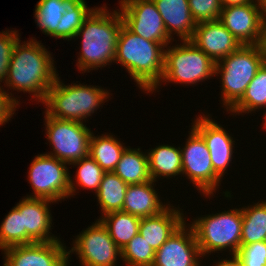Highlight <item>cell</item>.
<instances>
[{"label": "cell", "instance_id": "1", "mask_svg": "<svg viewBox=\"0 0 266 266\" xmlns=\"http://www.w3.org/2000/svg\"><path fill=\"white\" fill-rule=\"evenodd\" d=\"M39 42L34 38L22 43L20 39L17 41L4 88L6 85L10 90L29 93L31 99L43 103L59 74L52 54Z\"/></svg>", "mask_w": 266, "mask_h": 266}, {"label": "cell", "instance_id": "2", "mask_svg": "<svg viewBox=\"0 0 266 266\" xmlns=\"http://www.w3.org/2000/svg\"><path fill=\"white\" fill-rule=\"evenodd\" d=\"M107 8L106 4L96 7L74 37L82 39L76 65L84 73L110 65L115 60L123 20L118 9L111 12Z\"/></svg>", "mask_w": 266, "mask_h": 266}, {"label": "cell", "instance_id": "3", "mask_svg": "<svg viewBox=\"0 0 266 266\" xmlns=\"http://www.w3.org/2000/svg\"><path fill=\"white\" fill-rule=\"evenodd\" d=\"M165 46L131 32L122 25L114 63L121 64L147 94L161 81L164 72Z\"/></svg>", "mask_w": 266, "mask_h": 266}, {"label": "cell", "instance_id": "4", "mask_svg": "<svg viewBox=\"0 0 266 266\" xmlns=\"http://www.w3.org/2000/svg\"><path fill=\"white\" fill-rule=\"evenodd\" d=\"M73 84V85H72ZM110 92L100 86L71 83L65 85L57 76L42 104L48 116L75 122L88 121L99 106L108 101Z\"/></svg>", "mask_w": 266, "mask_h": 266}, {"label": "cell", "instance_id": "5", "mask_svg": "<svg viewBox=\"0 0 266 266\" xmlns=\"http://www.w3.org/2000/svg\"><path fill=\"white\" fill-rule=\"evenodd\" d=\"M266 62L263 44L242 45L215 63V76L221 75V99L229 110L242 98L247 86Z\"/></svg>", "mask_w": 266, "mask_h": 266}, {"label": "cell", "instance_id": "6", "mask_svg": "<svg viewBox=\"0 0 266 266\" xmlns=\"http://www.w3.org/2000/svg\"><path fill=\"white\" fill-rule=\"evenodd\" d=\"M196 219V220H195ZM189 224L195 234L202 258L207 254L229 250L236 255L241 245L242 209L222 211L194 218ZM210 253V254H209Z\"/></svg>", "mask_w": 266, "mask_h": 266}, {"label": "cell", "instance_id": "7", "mask_svg": "<svg viewBox=\"0 0 266 266\" xmlns=\"http://www.w3.org/2000/svg\"><path fill=\"white\" fill-rule=\"evenodd\" d=\"M164 72L161 81L149 92L161 86V82L190 84L193 86L215 75V63L191 41L165 47Z\"/></svg>", "mask_w": 266, "mask_h": 266}, {"label": "cell", "instance_id": "8", "mask_svg": "<svg viewBox=\"0 0 266 266\" xmlns=\"http://www.w3.org/2000/svg\"><path fill=\"white\" fill-rule=\"evenodd\" d=\"M66 165L69 164L45 153L36 155L28 172L33 193L27 197L48 199L56 203L74 196L77 186Z\"/></svg>", "mask_w": 266, "mask_h": 266}, {"label": "cell", "instance_id": "9", "mask_svg": "<svg viewBox=\"0 0 266 266\" xmlns=\"http://www.w3.org/2000/svg\"><path fill=\"white\" fill-rule=\"evenodd\" d=\"M46 139L53 152L45 153L71 164L89 155V140L92 131L83 122L57 119L44 115Z\"/></svg>", "mask_w": 266, "mask_h": 266}, {"label": "cell", "instance_id": "10", "mask_svg": "<svg viewBox=\"0 0 266 266\" xmlns=\"http://www.w3.org/2000/svg\"><path fill=\"white\" fill-rule=\"evenodd\" d=\"M182 152V175L190 179L193 186L209 197L219 189L221 177L214 171L211 155L203 137L191 127ZM214 192V193H213Z\"/></svg>", "mask_w": 266, "mask_h": 266}, {"label": "cell", "instance_id": "11", "mask_svg": "<svg viewBox=\"0 0 266 266\" xmlns=\"http://www.w3.org/2000/svg\"><path fill=\"white\" fill-rule=\"evenodd\" d=\"M81 232L75 240L73 239V247L67 251L68 266L70 255L74 252L82 266H117V260L121 258V249L99 219Z\"/></svg>", "mask_w": 266, "mask_h": 266}, {"label": "cell", "instance_id": "12", "mask_svg": "<svg viewBox=\"0 0 266 266\" xmlns=\"http://www.w3.org/2000/svg\"><path fill=\"white\" fill-rule=\"evenodd\" d=\"M123 24L133 33L165 47L172 40L153 0H119Z\"/></svg>", "mask_w": 266, "mask_h": 266}, {"label": "cell", "instance_id": "13", "mask_svg": "<svg viewBox=\"0 0 266 266\" xmlns=\"http://www.w3.org/2000/svg\"><path fill=\"white\" fill-rule=\"evenodd\" d=\"M219 21L242 45L263 44L265 22L257 0L222 8Z\"/></svg>", "mask_w": 266, "mask_h": 266}, {"label": "cell", "instance_id": "14", "mask_svg": "<svg viewBox=\"0 0 266 266\" xmlns=\"http://www.w3.org/2000/svg\"><path fill=\"white\" fill-rule=\"evenodd\" d=\"M68 249L62 241L35 242L3 250L4 266H68Z\"/></svg>", "mask_w": 266, "mask_h": 266}, {"label": "cell", "instance_id": "15", "mask_svg": "<svg viewBox=\"0 0 266 266\" xmlns=\"http://www.w3.org/2000/svg\"><path fill=\"white\" fill-rule=\"evenodd\" d=\"M200 257L194 231L184 222L156 251L153 266H200Z\"/></svg>", "mask_w": 266, "mask_h": 266}, {"label": "cell", "instance_id": "16", "mask_svg": "<svg viewBox=\"0 0 266 266\" xmlns=\"http://www.w3.org/2000/svg\"><path fill=\"white\" fill-rule=\"evenodd\" d=\"M210 118L209 114L207 116L201 114L192 121V127L203 137L211 155L213 169L223 178L233 159L235 139Z\"/></svg>", "mask_w": 266, "mask_h": 266}, {"label": "cell", "instance_id": "17", "mask_svg": "<svg viewBox=\"0 0 266 266\" xmlns=\"http://www.w3.org/2000/svg\"><path fill=\"white\" fill-rule=\"evenodd\" d=\"M51 202L55 203L43 198L24 197L16 204L22 215L23 229L27 232V244L59 240L50 232L53 221Z\"/></svg>", "mask_w": 266, "mask_h": 266}, {"label": "cell", "instance_id": "18", "mask_svg": "<svg viewBox=\"0 0 266 266\" xmlns=\"http://www.w3.org/2000/svg\"><path fill=\"white\" fill-rule=\"evenodd\" d=\"M191 42L214 63L238 50L242 44L219 21L197 23Z\"/></svg>", "mask_w": 266, "mask_h": 266}, {"label": "cell", "instance_id": "19", "mask_svg": "<svg viewBox=\"0 0 266 266\" xmlns=\"http://www.w3.org/2000/svg\"><path fill=\"white\" fill-rule=\"evenodd\" d=\"M183 209L169 206L160 214L141 218L139 234L157 251L186 221ZM181 211V212H180Z\"/></svg>", "mask_w": 266, "mask_h": 266}, {"label": "cell", "instance_id": "20", "mask_svg": "<svg viewBox=\"0 0 266 266\" xmlns=\"http://www.w3.org/2000/svg\"><path fill=\"white\" fill-rule=\"evenodd\" d=\"M159 11L167 34L174 41V35L180 41H191L196 28L188 0H153Z\"/></svg>", "mask_w": 266, "mask_h": 266}, {"label": "cell", "instance_id": "21", "mask_svg": "<svg viewBox=\"0 0 266 266\" xmlns=\"http://www.w3.org/2000/svg\"><path fill=\"white\" fill-rule=\"evenodd\" d=\"M154 185L156 183L153 180L128 185L122 211L143 218L158 215L165 210L169 204L162 203Z\"/></svg>", "mask_w": 266, "mask_h": 266}, {"label": "cell", "instance_id": "22", "mask_svg": "<svg viewBox=\"0 0 266 266\" xmlns=\"http://www.w3.org/2000/svg\"><path fill=\"white\" fill-rule=\"evenodd\" d=\"M149 174L157 182L158 178H171L178 175L182 177L181 147L160 145L147 150Z\"/></svg>", "mask_w": 266, "mask_h": 266}, {"label": "cell", "instance_id": "23", "mask_svg": "<svg viewBox=\"0 0 266 266\" xmlns=\"http://www.w3.org/2000/svg\"><path fill=\"white\" fill-rule=\"evenodd\" d=\"M128 185L141 184L151 181L147 152L140 148H125L120 161L113 171Z\"/></svg>", "mask_w": 266, "mask_h": 266}, {"label": "cell", "instance_id": "24", "mask_svg": "<svg viewBox=\"0 0 266 266\" xmlns=\"http://www.w3.org/2000/svg\"><path fill=\"white\" fill-rule=\"evenodd\" d=\"M115 135L97 134L92 132L89 140V156L105 171L113 172L120 161L121 154L128 146H123Z\"/></svg>", "mask_w": 266, "mask_h": 266}, {"label": "cell", "instance_id": "25", "mask_svg": "<svg viewBox=\"0 0 266 266\" xmlns=\"http://www.w3.org/2000/svg\"><path fill=\"white\" fill-rule=\"evenodd\" d=\"M99 220L121 250L139 233L141 218L130 213L114 211L100 216Z\"/></svg>", "mask_w": 266, "mask_h": 266}, {"label": "cell", "instance_id": "26", "mask_svg": "<svg viewBox=\"0 0 266 266\" xmlns=\"http://www.w3.org/2000/svg\"><path fill=\"white\" fill-rule=\"evenodd\" d=\"M127 188L128 184L114 172L103 174L101 184L95 193L101 207V216L114 211H122Z\"/></svg>", "mask_w": 266, "mask_h": 266}, {"label": "cell", "instance_id": "27", "mask_svg": "<svg viewBox=\"0 0 266 266\" xmlns=\"http://www.w3.org/2000/svg\"><path fill=\"white\" fill-rule=\"evenodd\" d=\"M241 209V245L266 241V200Z\"/></svg>", "mask_w": 266, "mask_h": 266}, {"label": "cell", "instance_id": "28", "mask_svg": "<svg viewBox=\"0 0 266 266\" xmlns=\"http://www.w3.org/2000/svg\"><path fill=\"white\" fill-rule=\"evenodd\" d=\"M266 108V62L247 86L242 98L229 110L232 115Z\"/></svg>", "mask_w": 266, "mask_h": 266}, {"label": "cell", "instance_id": "29", "mask_svg": "<svg viewBox=\"0 0 266 266\" xmlns=\"http://www.w3.org/2000/svg\"><path fill=\"white\" fill-rule=\"evenodd\" d=\"M66 12L57 27V39L71 40L83 25L84 20L96 8H89L85 0H64Z\"/></svg>", "mask_w": 266, "mask_h": 266}, {"label": "cell", "instance_id": "30", "mask_svg": "<svg viewBox=\"0 0 266 266\" xmlns=\"http://www.w3.org/2000/svg\"><path fill=\"white\" fill-rule=\"evenodd\" d=\"M65 12L64 0H39L34 17L45 35L57 38V27Z\"/></svg>", "mask_w": 266, "mask_h": 266}, {"label": "cell", "instance_id": "31", "mask_svg": "<svg viewBox=\"0 0 266 266\" xmlns=\"http://www.w3.org/2000/svg\"><path fill=\"white\" fill-rule=\"evenodd\" d=\"M27 244V232L23 229L22 215L14 206L0 225V250Z\"/></svg>", "mask_w": 266, "mask_h": 266}, {"label": "cell", "instance_id": "32", "mask_svg": "<svg viewBox=\"0 0 266 266\" xmlns=\"http://www.w3.org/2000/svg\"><path fill=\"white\" fill-rule=\"evenodd\" d=\"M155 253L156 251L138 233L121 250V260L127 266H153Z\"/></svg>", "mask_w": 266, "mask_h": 266}, {"label": "cell", "instance_id": "33", "mask_svg": "<svg viewBox=\"0 0 266 266\" xmlns=\"http://www.w3.org/2000/svg\"><path fill=\"white\" fill-rule=\"evenodd\" d=\"M70 165L77 166L78 168L74 177L78 187L85 190L89 189L96 193L101 184L103 174L105 173L96 161L88 155L81 160L72 162Z\"/></svg>", "mask_w": 266, "mask_h": 266}, {"label": "cell", "instance_id": "34", "mask_svg": "<svg viewBox=\"0 0 266 266\" xmlns=\"http://www.w3.org/2000/svg\"><path fill=\"white\" fill-rule=\"evenodd\" d=\"M190 12L196 23L217 21L222 6L220 0H188Z\"/></svg>", "mask_w": 266, "mask_h": 266}, {"label": "cell", "instance_id": "35", "mask_svg": "<svg viewBox=\"0 0 266 266\" xmlns=\"http://www.w3.org/2000/svg\"><path fill=\"white\" fill-rule=\"evenodd\" d=\"M20 38L16 29L0 32V85L2 81L5 83L7 79L13 49Z\"/></svg>", "mask_w": 266, "mask_h": 266}, {"label": "cell", "instance_id": "36", "mask_svg": "<svg viewBox=\"0 0 266 266\" xmlns=\"http://www.w3.org/2000/svg\"><path fill=\"white\" fill-rule=\"evenodd\" d=\"M236 255L244 266H266V241L240 245Z\"/></svg>", "mask_w": 266, "mask_h": 266}, {"label": "cell", "instance_id": "37", "mask_svg": "<svg viewBox=\"0 0 266 266\" xmlns=\"http://www.w3.org/2000/svg\"><path fill=\"white\" fill-rule=\"evenodd\" d=\"M2 87L0 86V126L9 122L15 114L16 108L20 105L18 99Z\"/></svg>", "mask_w": 266, "mask_h": 266}, {"label": "cell", "instance_id": "38", "mask_svg": "<svg viewBox=\"0 0 266 266\" xmlns=\"http://www.w3.org/2000/svg\"><path fill=\"white\" fill-rule=\"evenodd\" d=\"M231 257V259H221L220 261L216 262L215 266H244L237 255H231Z\"/></svg>", "mask_w": 266, "mask_h": 266}, {"label": "cell", "instance_id": "39", "mask_svg": "<svg viewBox=\"0 0 266 266\" xmlns=\"http://www.w3.org/2000/svg\"><path fill=\"white\" fill-rule=\"evenodd\" d=\"M254 0H220L222 8L231 6V5H240L245 3H251Z\"/></svg>", "mask_w": 266, "mask_h": 266}, {"label": "cell", "instance_id": "40", "mask_svg": "<svg viewBox=\"0 0 266 266\" xmlns=\"http://www.w3.org/2000/svg\"><path fill=\"white\" fill-rule=\"evenodd\" d=\"M262 18L264 22L266 23V0H257Z\"/></svg>", "mask_w": 266, "mask_h": 266}, {"label": "cell", "instance_id": "41", "mask_svg": "<svg viewBox=\"0 0 266 266\" xmlns=\"http://www.w3.org/2000/svg\"><path fill=\"white\" fill-rule=\"evenodd\" d=\"M263 46L265 49V54H266V23H265V32H264V41H263Z\"/></svg>", "mask_w": 266, "mask_h": 266}, {"label": "cell", "instance_id": "42", "mask_svg": "<svg viewBox=\"0 0 266 266\" xmlns=\"http://www.w3.org/2000/svg\"><path fill=\"white\" fill-rule=\"evenodd\" d=\"M263 114H264V117H263V119H264L263 121H264V122H263L262 125H263V127L266 129V111H265Z\"/></svg>", "mask_w": 266, "mask_h": 266}]
</instances>
